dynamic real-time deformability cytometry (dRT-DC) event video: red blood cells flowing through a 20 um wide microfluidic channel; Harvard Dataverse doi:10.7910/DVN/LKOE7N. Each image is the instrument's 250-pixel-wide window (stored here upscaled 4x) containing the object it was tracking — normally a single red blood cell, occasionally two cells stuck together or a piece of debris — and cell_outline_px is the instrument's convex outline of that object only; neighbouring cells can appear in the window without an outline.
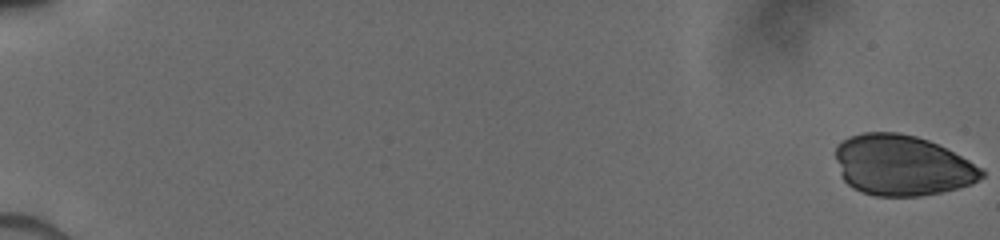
{"species": "human", "species_latin": "Homo sapiens", "temperature_condition": "cold", "stored_images_in_passage": 25, "camera_frame_rate_fps": 3000, "um_per_image_px": 0.085, "donor": {"sex": "male"}, "frame": {"image": 1, "passage_image": 1, "time_ms": 0.0, "image_size_px": [1000, 240], "cell_outline_px": [[984, 176], [972, 184], [940, 192], [920, 196], [876, 196], [860, 192], [852, 188], [844, 180], [840, 172], [836, 160], [836, 144], [848, 136], [864, 132], [896, 132], [916, 136], [928, 140], [984, 168]], "centroid_in_image_um": [76.65, 14.05], "position_along_channel_um": 8.4, "area_um2": 51.56}}
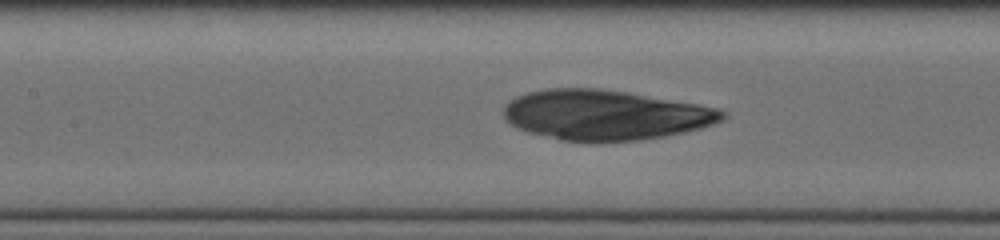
{"frame": {"image": 2, "passage_image": 15, "time_ms": 8.667, "image_size_px": [1000, 240], "cell_outline_px": [[728, 116], [724, 120], [700, 128], [684, 132], [664, 136], [640, 140], [592, 144], [588, 144], [560, 140], [528, 132], [516, 128], [508, 124], [504, 120], [504, 104], [508, 100], [516, 96], [528, 92], [544, 88], [600, 88], [628, 92], [700, 104], [720, 108], [728, 112]], "centroid_in_image_um": [51.42, 9.79], "position_along_channel_um": 156.0, "area_um2": 65.26}}
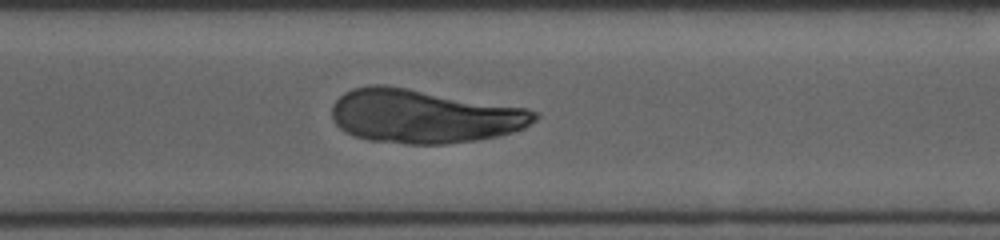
{"frame": {"image": 3, "passage_image": 25, "time_ms": 13.0, "image_size_px": [1000, 240], "cell_outline_px": [[540, 116], [536, 120], [524, 128], [512, 132], [496, 136], [476, 140], [448, 144], [408, 144], [368, 140], [356, 136], [340, 128], [332, 120], [332, 104], [344, 92], [352, 88], [372, 84], [384, 84], [528, 108], [536, 112]], "centroid_in_image_um": [36.02, 9.87], "position_along_channel_um": 334.6, "area_um2": 63.7}}